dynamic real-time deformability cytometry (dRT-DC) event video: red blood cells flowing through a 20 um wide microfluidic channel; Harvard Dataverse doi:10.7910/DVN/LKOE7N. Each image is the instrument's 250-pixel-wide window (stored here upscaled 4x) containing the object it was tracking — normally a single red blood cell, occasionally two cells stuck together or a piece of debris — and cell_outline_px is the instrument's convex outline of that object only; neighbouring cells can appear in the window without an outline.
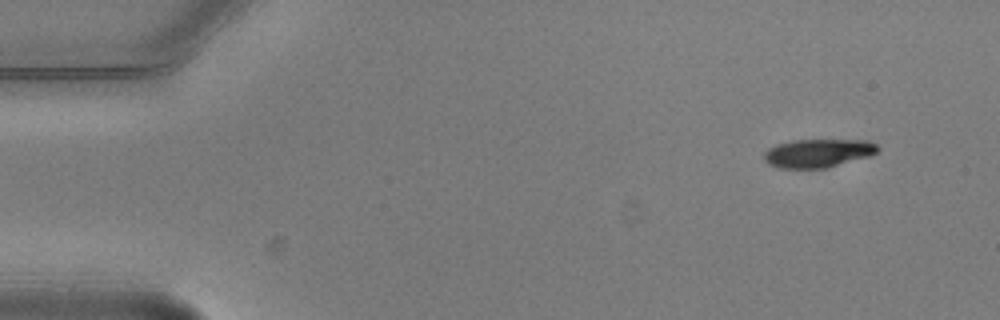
{"species": "common noctule bat (a hibernating species)", "species_latin": "Nyctalus noctula", "temperature_condition": "warm", "stored_images_in_passage": 5, "camera_frame_rate_fps": 3000, "um_per_image_px": 0.085, "animal": {"sex": "male", "body_mass_g": 20.5, "forearm_length_mm": 52.5}, "frame": {"image": 1, "passage_image": 1, "time_ms": 0.0, "image_size_px": [1000, 320], "cell_outline_px": [[880, 148], [876, 152], [868, 156], [828, 168], [780, 168], [768, 164], [764, 160], [764, 152], [768, 148], [776, 144], [792, 140], [868, 140], [876, 144]], "centroid_in_image_um": [69.51, 13.01], "position_along_channel_um": 15.5, "area_um2": 18.9}}
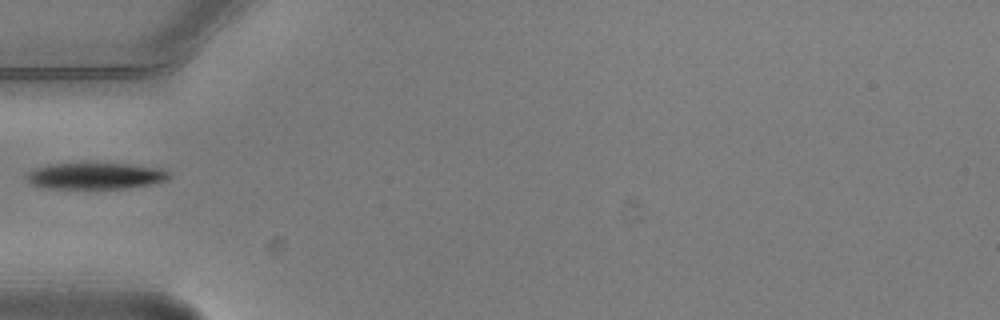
{"frame": {"image": 2, "passage_image": 4, "time_ms": 1.0, "image_size_px": [1000, 320], "cell_outline_px": [[172, 176], [168, 180], [152, 184], [124, 188], [44, 188], [32, 184], [24, 176], [32, 168], [48, 164], [128, 164], [160, 168], [168, 172]], "centroid_in_image_um": [8.1, 14.95], "position_along_channel_um": 76.9, "area_um2": 21.85}}
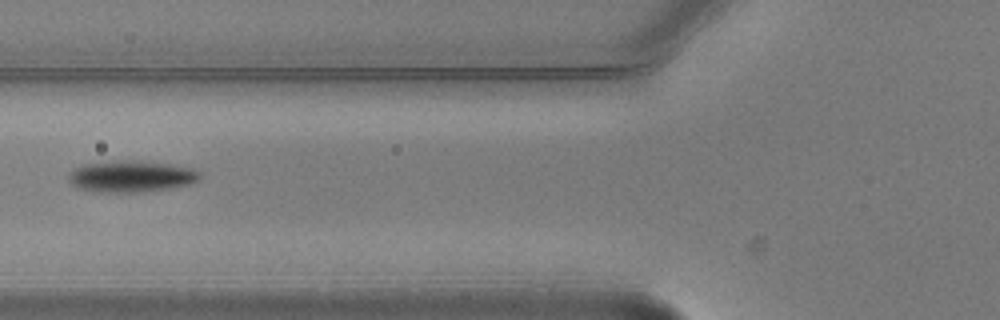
{"frame": {"image": 3, "passage_image": 5, "time_ms": 1.333, "image_size_px": [1000, 320], "cell_outline_px": [[200, 180], [192, 184], [172, 188], [144, 192], [100, 192], [80, 188], [72, 184], [68, 180], [68, 176], [76, 168], [84, 164], [132, 160], [168, 164], [192, 168], [200, 172]], "centroid_in_image_um": [11.22, 15.01], "position_along_channel_um": 114.6, "area_um2": 23.87}}